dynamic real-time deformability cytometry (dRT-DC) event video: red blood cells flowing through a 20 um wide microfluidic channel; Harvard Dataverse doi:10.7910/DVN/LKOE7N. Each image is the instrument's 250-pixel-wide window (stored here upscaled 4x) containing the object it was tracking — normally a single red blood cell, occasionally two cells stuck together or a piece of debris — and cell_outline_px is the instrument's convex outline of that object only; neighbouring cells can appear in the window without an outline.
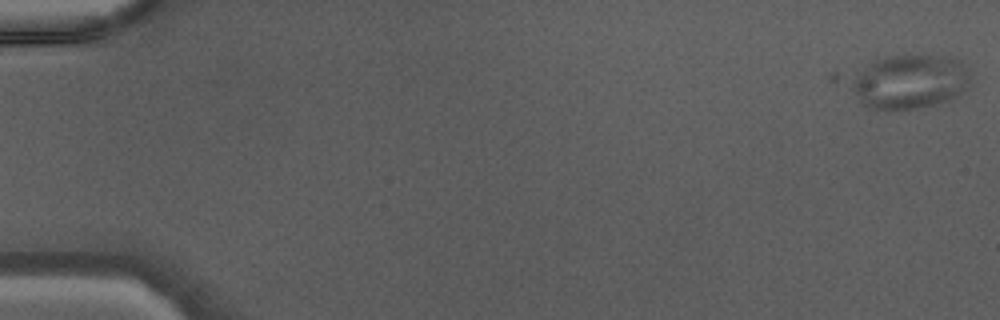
{"species": "Egyptian fruit bat (a non-hibernating species)", "species_latin": "Rousettus aegyptiacus", "temperature_condition": "warm", "stored_images_in_passage": 46, "camera_frame_rate_fps": 3000, "um_per_image_px": 0.085, "animal": {"sex": "male"}, "frame": {"image": 1, "passage_image": 1, "time_ms": 0.0, "image_size_px": [1000, 320], "cell_outline_px": [[968, 84], [960, 92], [948, 100], [936, 104], [916, 108], [888, 112], [868, 108], [860, 100], [852, 88], [852, 80], [876, 56], [904, 52], [952, 56], [960, 60], [964, 64], [968, 76]], "centroid_in_image_um": [77.3, 6.89], "position_along_channel_um": 7.7, "area_um2": 38.55}}
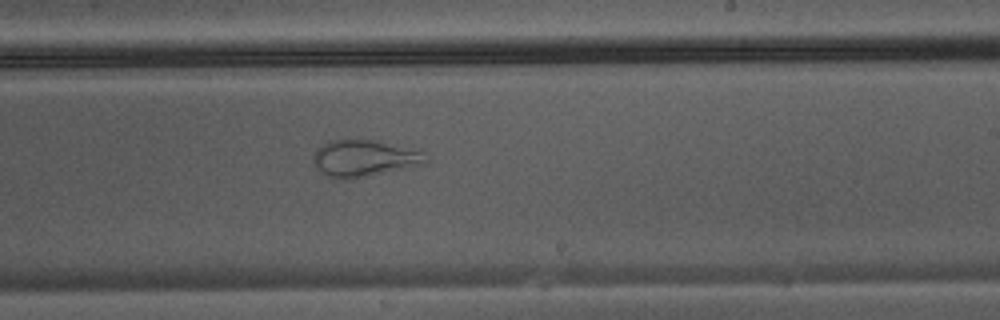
{"frame": {"image": 2, "passage_image": 29, "time_ms": 9.333, "image_size_px": [1000, 320], "cell_outline_px": [[428, 160], [424, 164], [364, 176], [328, 176], [320, 172], [312, 164], [312, 156], [316, 148], [332, 140], [356, 136], [376, 140], [424, 152]], "centroid_in_image_um": [30.9, 13.37], "position_along_channel_um": 258.1, "area_um2": 23.87}}
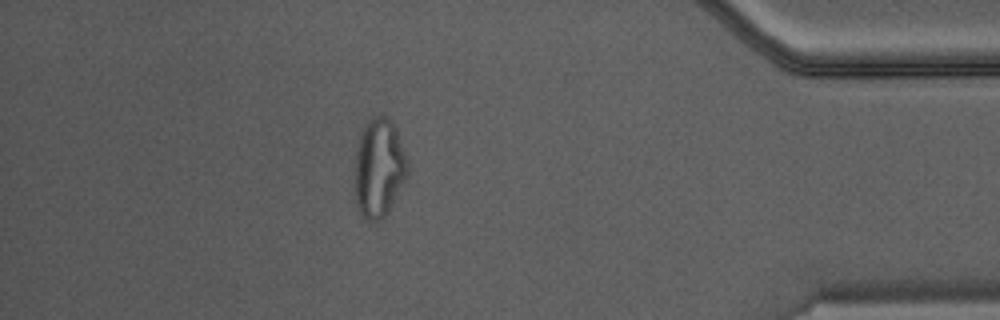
{"frame": {"image": 3, "passage_image": 41, "time_ms": 13.333, "image_size_px": [1000, 320], "cell_outline_px": [[408, 172], [388, 212], [376, 224], [372, 224], [364, 220], [360, 212], [356, 200], [356, 148], [360, 132], [368, 120], [372, 116], [388, 116], [392, 120], [396, 128], [408, 164]], "centroid_in_image_um": [32.2, 14.28], "position_along_channel_um": 403.0, "area_um2": 30.35}}